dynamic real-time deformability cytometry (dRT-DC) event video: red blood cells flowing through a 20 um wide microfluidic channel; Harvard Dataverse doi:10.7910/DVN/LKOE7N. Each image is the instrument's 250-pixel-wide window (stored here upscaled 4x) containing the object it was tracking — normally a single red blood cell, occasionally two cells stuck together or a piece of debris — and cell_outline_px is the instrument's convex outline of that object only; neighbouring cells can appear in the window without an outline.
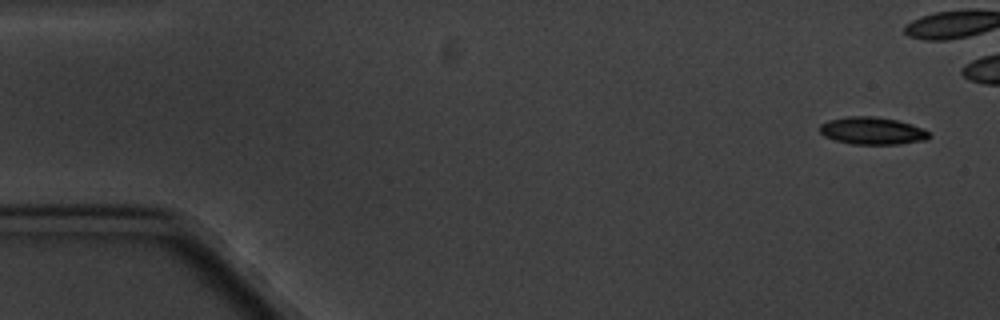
{"species": "common noctule bat (a hibernating species)", "species_latin": "Nyctalus noctula", "temperature_condition": "cold", "stored_images_in_passage": 6, "camera_frame_rate_fps": 3000, "um_per_image_px": 0.085, "animal": {"sex": "male", "body_mass_g": 20.1, "forearm_length_mm": 53.5}, "frame": {"image": 1, "passage_image": 1, "time_ms": 0.0, "image_size_px": [1000, 320], "cell_outline_px": [[932, 136], [928, 140], [900, 144], [852, 144], [836, 140], [824, 136], [820, 132], [820, 124], [828, 120], [844, 116], [872, 116], [896, 120], [912, 124], [928, 132]], "centroid_in_image_um": [74.14, 11.12], "position_along_channel_um": 10.9, "area_um2": 17.51}}